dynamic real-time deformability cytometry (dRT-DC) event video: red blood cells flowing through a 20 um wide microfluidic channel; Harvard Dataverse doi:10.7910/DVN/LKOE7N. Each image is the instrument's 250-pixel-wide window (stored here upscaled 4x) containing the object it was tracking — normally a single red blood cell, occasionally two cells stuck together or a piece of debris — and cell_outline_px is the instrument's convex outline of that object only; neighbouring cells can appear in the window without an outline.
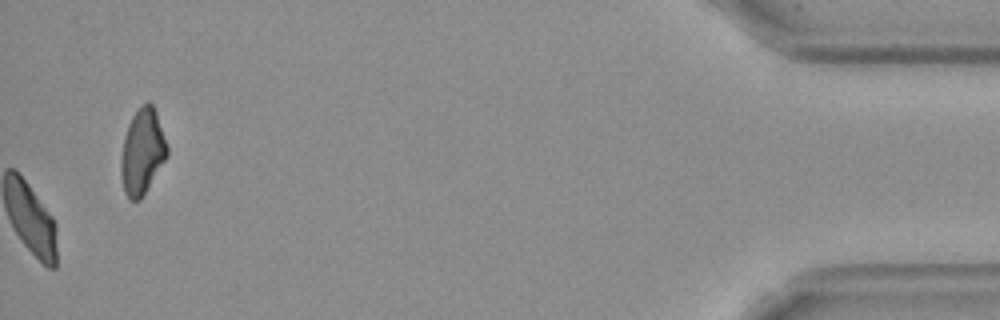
{"species": "Egyptian fruit bat (a non-hibernating species)", "species_latin": "Rousettus aegyptiacus", "temperature_condition": "cold", "stored_images_in_passage": 43, "camera_frame_rate_fps": 3000, "um_per_image_px": 0.085, "frame": {"image": 1, "passage_image": 43, "time_ms": 14.0, "image_size_px": [1000, 320], "cell_outline_px": [[168, 156], [140, 200], [128, 200], [124, 192], [120, 172], [120, 160], [124, 140], [128, 124], [132, 116], [140, 104], [148, 100], [152, 104], [156, 112], [168, 144]], "centroid_in_image_um": [12.1, 12.88], "position_along_channel_um": 423.1, "area_um2": 23.24}, "authors_computed_cell_mechanics": {"area_um2": 24.3338, "velocity_mm_per_s": 3.5496, "shape_relaxation_time_tau1_ms": 4.9912, "shape_relaxation_time_tau2_ms": 3.6582, "deformation_change_tau1": 0.1442, "deformation_change_tau2": 0.0876}}